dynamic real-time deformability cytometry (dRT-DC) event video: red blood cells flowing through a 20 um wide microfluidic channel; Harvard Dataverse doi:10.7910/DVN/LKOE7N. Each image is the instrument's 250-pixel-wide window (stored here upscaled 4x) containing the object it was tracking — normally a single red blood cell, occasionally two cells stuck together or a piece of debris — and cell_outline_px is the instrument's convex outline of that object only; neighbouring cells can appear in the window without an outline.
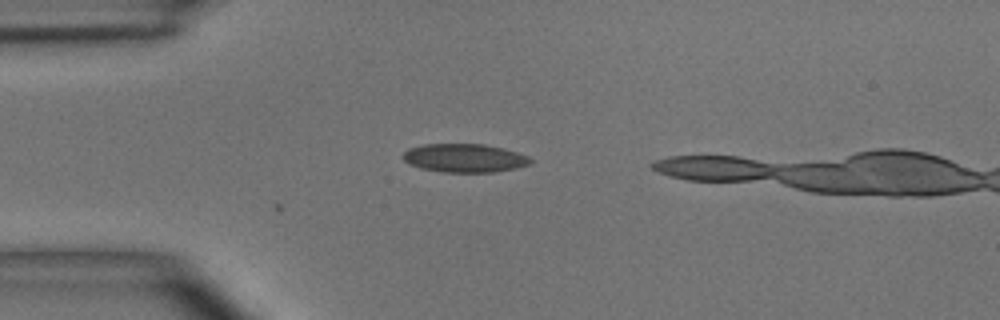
{"species": "common noctule bat (a hibernating species)", "species_latin": "Nyctalus noctula", "temperature_condition": "room temperature", "stored_images_in_passage": 14, "camera_frame_rate_fps": 3000, "um_per_image_px": 0.085, "animal": {"sex": "male", "body_mass_g": 15.6}, "frame": {"image": 1, "passage_image": 8, "time_ms": 2.333, "image_size_px": [1000, 320], "cell_outline_px": [[532, 160], [528, 164], [516, 168], [492, 172], [444, 172], [420, 168], [408, 164], [400, 156], [408, 148], [424, 144], [484, 144], [504, 148], [528, 156]], "centroid_in_image_um": [39.43, 13.43], "position_along_channel_um": 45.6, "area_um2": 21.21}}